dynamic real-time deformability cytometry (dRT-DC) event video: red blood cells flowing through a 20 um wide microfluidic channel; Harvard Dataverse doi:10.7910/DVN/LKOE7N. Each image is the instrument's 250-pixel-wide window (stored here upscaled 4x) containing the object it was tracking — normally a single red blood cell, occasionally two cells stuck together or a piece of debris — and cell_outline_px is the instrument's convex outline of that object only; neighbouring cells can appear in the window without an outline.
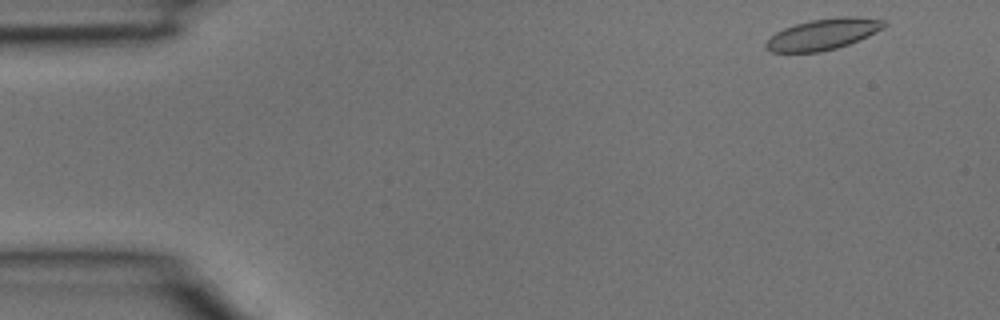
{"species": "common noctule bat (a hibernating species)", "species_latin": "Nyctalus noctula", "temperature_condition": "room temperature", "stored_images_in_passage": 37, "camera_frame_rate_fps": 3000, "um_per_image_px": 0.085, "animal": {"sex": "male", "body_mass_g": 15.6}, "frame": {"image": 1, "passage_image": 1, "time_ms": 0.0, "image_size_px": [1000, 320], "cell_outline_px": [[888, 24], [884, 28], [860, 40], [836, 48], [820, 52], [772, 52], [764, 48], [764, 44], [776, 32], [784, 28], [796, 24], [812, 20], [840, 16], [856, 16], [884, 20]], "centroid_in_image_um": [69.99, 2.91], "position_along_channel_um": 15.0, "area_um2": 21.39}}
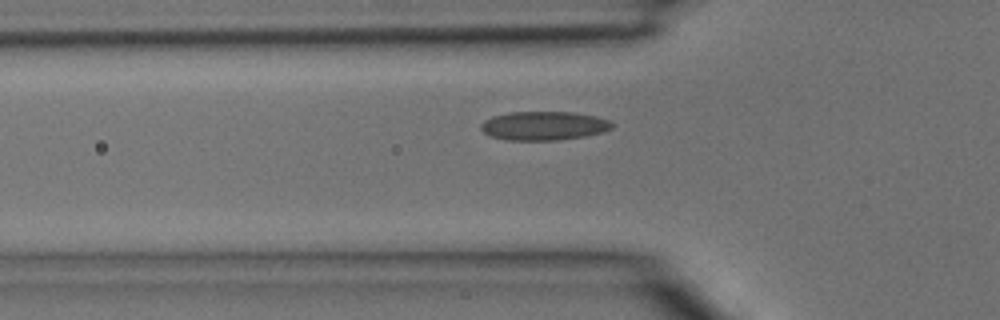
{"frame": {"image": 2, "passage_image": 11, "time_ms": 3.333, "image_size_px": [1000, 320], "cell_outline_px": [[612, 128], [604, 132], [584, 136], [556, 140], [508, 140], [488, 136], [480, 128], [480, 124], [484, 120], [492, 116], [512, 112], [572, 112], [596, 116], [612, 120]], "centroid_in_image_um": [46.22, 10.69], "position_along_channel_um": 79.6, "area_um2": 22.14}}
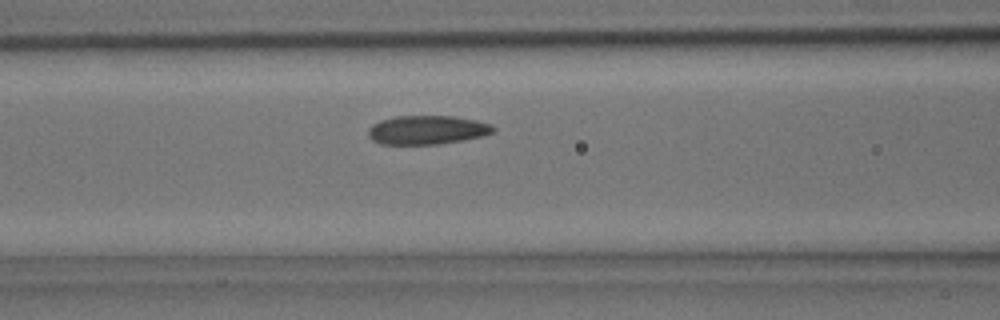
{"frame": {"image": 3, "passage_image": 14, "time_ms": 4.333, "image_size_px": [1000, 320], "cell_outline_px": [[496, 128], [492, 132], [484, 136], [436, 144], [380, 144], [372, 140], [368, 136], [368, 128], [372, 124], [380, 120], [396, 116], [452, 116], [476, 120], [492, 124]], "centroid_in_image_um": [36.28, 11.04], "position_along_channel_um": 130.3, "area_um2": 21.04}}